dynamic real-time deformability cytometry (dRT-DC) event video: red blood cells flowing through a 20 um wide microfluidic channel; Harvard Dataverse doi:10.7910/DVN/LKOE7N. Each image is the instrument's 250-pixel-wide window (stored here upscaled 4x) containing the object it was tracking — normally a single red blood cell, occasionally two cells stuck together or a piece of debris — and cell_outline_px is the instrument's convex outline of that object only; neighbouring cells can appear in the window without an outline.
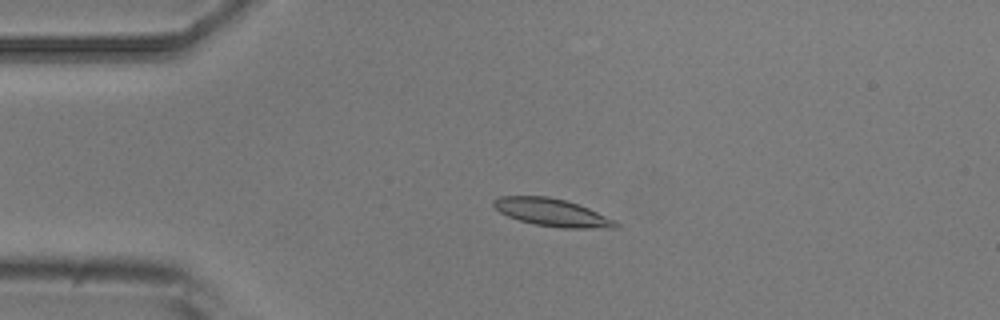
{"species": "common noctule bat (a hibernating species)", "species_latin": "Nyctalus noctula", "temperature_condition": "room temperature", "stored_images_in_passage": 3, "camera_frame_rate_fps": 3000, "um_per_image_px": 0.085, "animal": {"sex": "male", "body_mass_g": 20.5, "forearm_length_mm": 52.5}, "frame": {"image": 1, "passage_image": 2, "time_ms": 2.0, "image_size_px": [1000, 320], "cell_outline_px": [[620, 228], [564, 228], [536, 224], [520, 220], [508, 216], [500, 212], [492, 204], [492, 200], [500, 196], [548, 196], [564, 200], [588, 208], [616, 220], [620, 224]], "centroid_in_image_um": [46.95, 18.06], "position_along_channel_um": 38.0, "area_um2": 19.54}}